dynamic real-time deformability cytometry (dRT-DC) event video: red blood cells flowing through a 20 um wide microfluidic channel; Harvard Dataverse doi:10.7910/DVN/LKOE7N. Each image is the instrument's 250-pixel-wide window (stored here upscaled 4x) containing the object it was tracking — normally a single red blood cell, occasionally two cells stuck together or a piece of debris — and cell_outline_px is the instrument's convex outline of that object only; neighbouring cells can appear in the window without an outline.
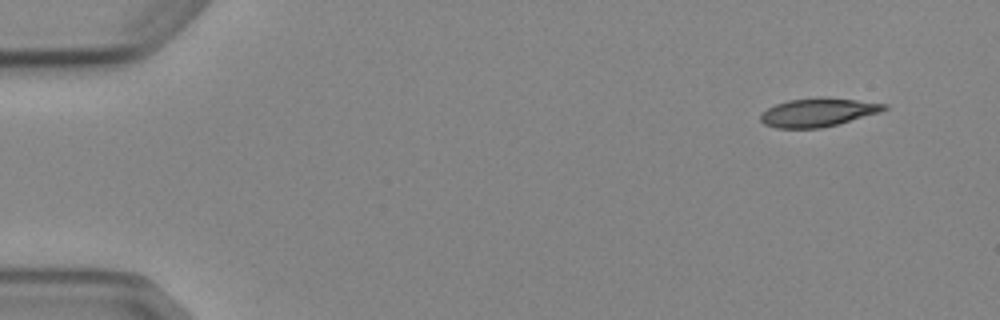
{"species": "Egyptian fruit bat (a non-hibernating species)", "species_latin": "Rousettus aegyptiacus", "temperature_condition": "cold", "stored_images_in_passage": 4, "camera_frame_rate_fps": 3000, "um_per_image_px": 0.085, "animal": {"sex": "female"}, "frame": {"image": 1, "passage_image": 1, "time_ms": 0.0, "image_size_px": [1000, 320], "cell_outline_px": [[888, 108], [880, 112], [836, 124], [820, 128], [776, 128], [764, 124], [760, 120], [760, 116], [768, 108], [776, 104], [788, 100], [820, 96], [824, 96], [888, 104]], "centroid_in_image_um": [69.52, 9.53], "position_along_channel_um": 15.5, "area_um2": 20.46}}